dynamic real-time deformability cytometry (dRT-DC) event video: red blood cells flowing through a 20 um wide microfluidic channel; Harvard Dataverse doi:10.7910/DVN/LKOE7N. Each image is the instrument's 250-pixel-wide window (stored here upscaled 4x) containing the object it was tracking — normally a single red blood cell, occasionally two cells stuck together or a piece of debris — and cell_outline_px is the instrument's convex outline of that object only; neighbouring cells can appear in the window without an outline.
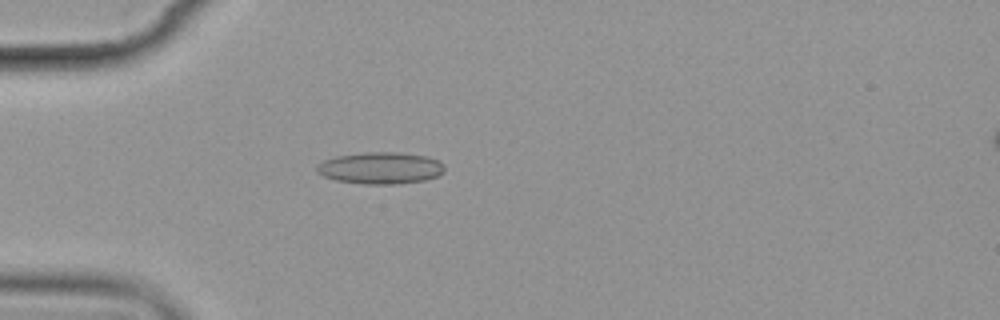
{"species": "common noctule bat (a hibernating species)", "species_latin": "Nyctalus noctula", "temperature_condition": "cold", "stored_images_in_passage": 5, "camera_frame_rate_fps": 3000, "um_per_image_px": 0.085, "animal": {"sex": "female", "body_mass_g": 19.9}, "frame": {"image": 1, "passage_image": 5, "time_ms": 5.333, "image_size_px": [1000, 320], "cell_outline_px": [[444, 172], [436, 176], [424, 180], [396, 184], [364, 184], [336, 180], [324, 176], [316, 172], [316, 164], [324, 160], [336, 156], [368, 152], [400, 152], [428, 156], [440, 160], [444, 164]], "centroid_in_image_um": [32.35, 14.27], "position_along_channel_um": 52.6, "area_um2": 23.81}}